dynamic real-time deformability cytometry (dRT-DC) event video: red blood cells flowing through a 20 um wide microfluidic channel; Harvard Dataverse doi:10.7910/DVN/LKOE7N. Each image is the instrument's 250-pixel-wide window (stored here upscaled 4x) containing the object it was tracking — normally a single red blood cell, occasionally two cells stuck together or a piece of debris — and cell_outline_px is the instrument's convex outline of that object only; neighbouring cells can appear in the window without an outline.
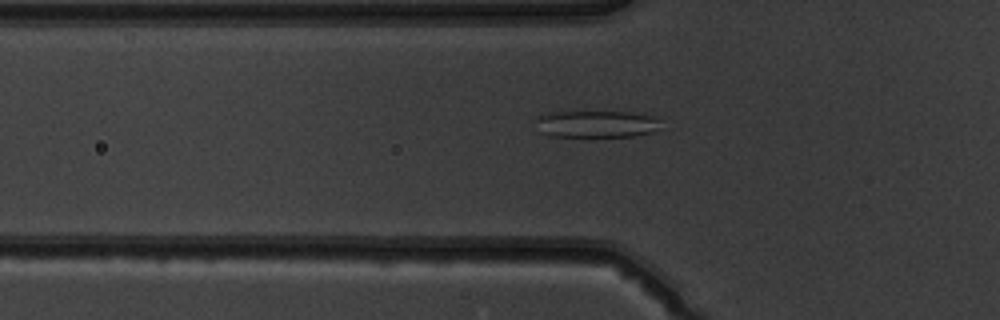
{"species": "common noctule bat (a hibernating species)", "species_latin": "Nyctalus noctula", "temperature_condition": "warm", "stored_images_in_passage": 37, "camera_frame_rate_fps": 3000, "um_per_image_px": 0.085, "animal": {"sex": "male", "body_mass_g": 19.5, "forearm_length_mm": 54.6}, "frame": {"image": 1, "passage_image": 3, "time_ms": 0.667, "image_size_px": [1000, 320], "cell_outline_px": [[656, 128], [652, 132], [632, 136], [548, 136], [540, 132], [536, 120], [536, 116], [556, 112], [632, 112], [652, 116], [656, 120]], "centroid_in_image_um": [50.61, 10.54], "position_along_channel_um": 75.2, "area_um2": 19.19}}
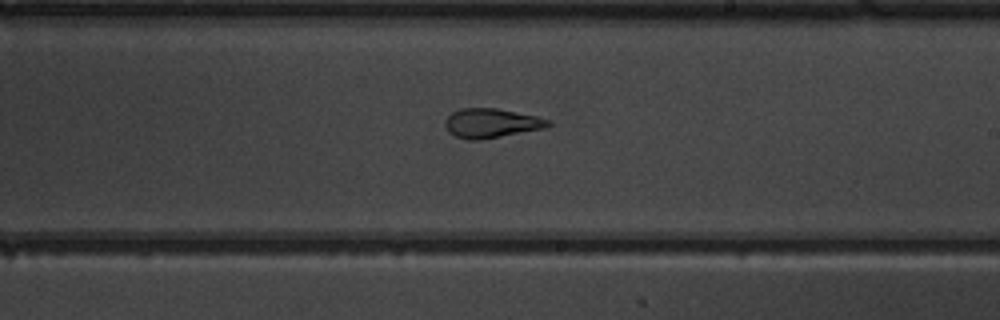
{"frame": {"image": 2, "passage_image": 16, "time_ms": 5.0, "image_size_px": [1000, 320], "cell_outline_px": [[552, 124], [544, 128], [480, 140], [468, 140], [456, 136], [448, 132], [444, 124], [444, 120], [452, 112], [460, 108], [496, 108], [536, 116], [548, 120]], "centroid_in_image_um": [41.71, 10.47], "position_along_channel_um": 247.3, "area_um2": 17.51}}
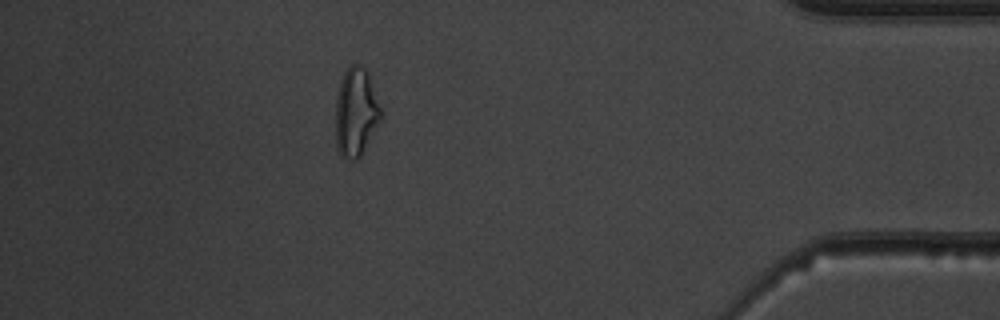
{"frame": {"image": 3, "passage_image": 31, "time_ms": 10.0, "image_size_px": [1000, 320], "cell_outline_px": [[380, 120], [360, 156], [356, 160], [352, 160], [340, 156], [336, 148], [336, 100], [340, 80], [344, 72], [352, 64], [360, 64], [368, 72], [380, 108]], "centroid_in_image_um": [30.22, 9.54], "position_along_channel_um": 405.0, "area_um2": 23.06}, "authors_computed_cell_mechanics": {"area_um2": 18.0914, "velocity_mm_per_s": 3.9648, "shape_relaxation_time_tau1_ms": null, "shape_relaxation_time_tau2_ms": 2.223, "deformation_change_tau1": null, "deformation_change_tau2": 0.121}}